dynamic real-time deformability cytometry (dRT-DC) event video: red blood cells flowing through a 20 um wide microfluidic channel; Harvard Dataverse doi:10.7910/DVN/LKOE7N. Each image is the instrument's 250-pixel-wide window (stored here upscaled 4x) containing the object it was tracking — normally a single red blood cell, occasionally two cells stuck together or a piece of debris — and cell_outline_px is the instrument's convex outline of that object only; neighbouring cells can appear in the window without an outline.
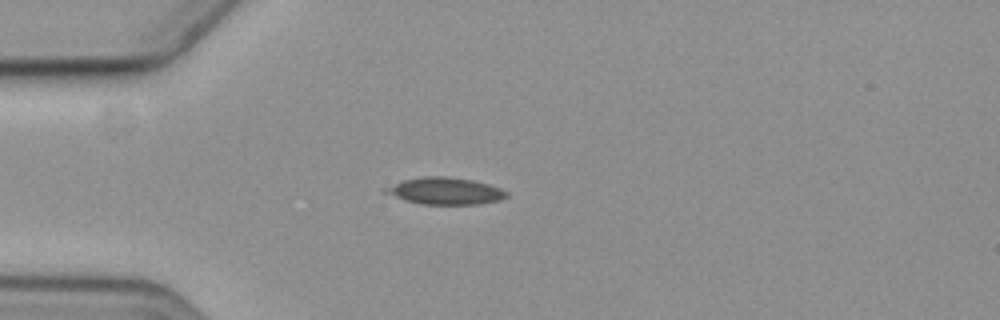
{"species": "common noctule bat (a hibernating species)", "species_latin": "Nyctalus noctula", "temperature_condition": "cold", "stored_images_in_passage": 7, "camera_frame_rate_fps": 3000, "um_per_image_px": 0.085, "animal": {"sex": "female", "body_mass_g": 19.3, "forearm_length_mm": 54.1}, "frame": {"image": 1, "passage_image": 2, "time_ms": 1.333, "image_size_px": [1000, 320], "cell_outline_px": [[508, 196], [500, 200], [476, 204], [420, 204], [404, 200], [384, 192], [380, 188], [404, 180], [424, 176], [448, 176], [472, 180], [488, 184], [500, 188], [508, 192]], "centroid_in_image_um": [37.81, 16.23], "position_along_channel_um": 47.2, "area_um2": 19.02}}
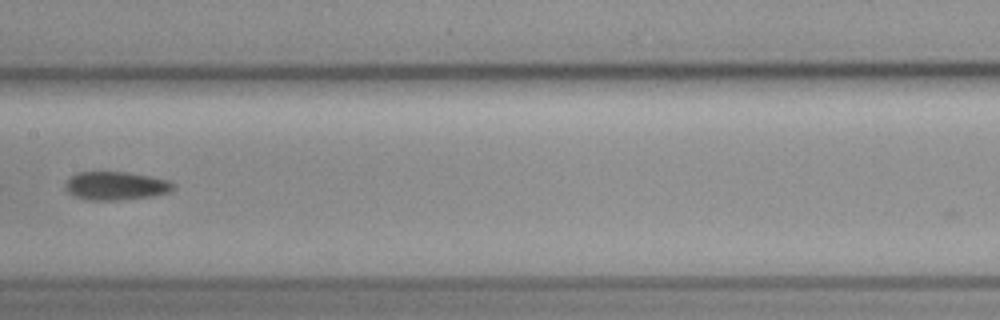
{"frame": {"image": 2, "passage_image": 6, "time_ms": 6.0, "image_size_px": [1000, 320], "cell_outline_px": [[176, 184], [168, 192], [152, 196], [120, 200], [84, 200], [68, 192], [64, 188], [64, 184], [76, 172], [128, 172], [168, 180]], "centroid_in_image_um": [9.82, 15.79], "position_along_channel_um": 197.6, "area_um2": 17.8}}